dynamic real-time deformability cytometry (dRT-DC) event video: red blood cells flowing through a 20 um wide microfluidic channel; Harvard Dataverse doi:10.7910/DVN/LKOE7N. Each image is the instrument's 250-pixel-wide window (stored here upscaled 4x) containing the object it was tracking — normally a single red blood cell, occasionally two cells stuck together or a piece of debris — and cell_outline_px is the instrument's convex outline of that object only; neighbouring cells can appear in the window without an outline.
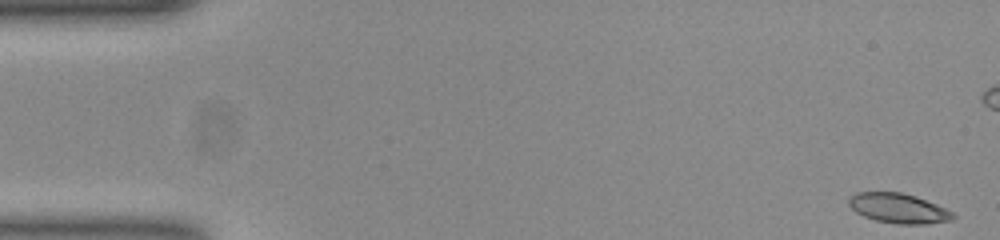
{"species": "common noctule bat (a hibernating species)", "species_latin": "Nyctalus noctula", "temperature_condition": "room temperature", "stored_images_in_passage": 48, "camera_frame_rate_fps": 3000, "um_per_image_px": 0.085, "animal": {"sex": "female", "body_mass_g": 23.0, "forearm_length_mm": 53.4}, "frame": {"image": 1, "passage_image": 1, "time_ms": 0.0, "image_size_px": [1000, 240], "cell_outline_px": [[956, 216], [952, 220], [924, 224], [900, 224], [876, 220], [864, 216], [856, 212], [848, 204], [848, 200], [856, 192], [900, 192], [916, 196], [936, 204], [952, 212]], "centroid_in_image_um": [76.37, 17.7], "position_along_channel_um": 8.6, "area_um2": 17.92}}
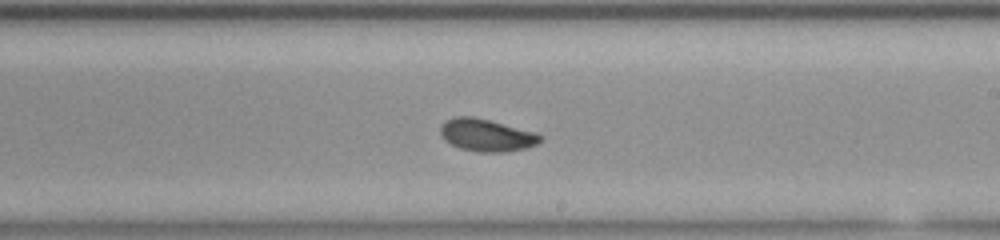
{"frame": {"image": 2, "passage_image": 30, "time_ms": 9.667, "image_size_px": [1000, 240], "cell_outline_px": [[544, 136], [536, 144], [524, 148], [504, 152], [480, 152], [460, 148], [444, 140], [440, 132], [440, 124], [444, 120], [456, 116], [472, 116], [488, 120], [532, 132]], "centroid_in_image_um": [41.28, 11.48], "position_along_channel_um": 247.7, "area_um2": 18.55}}
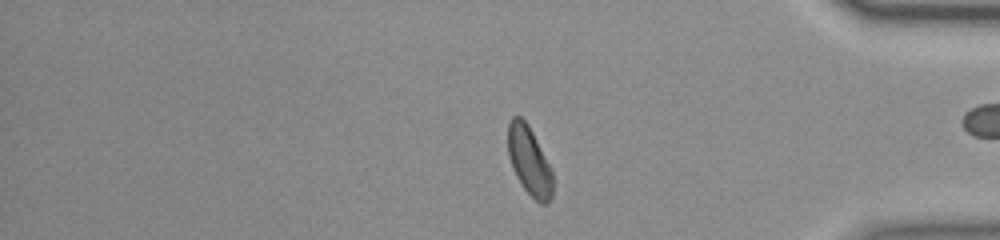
{"frame": {"image": 3, "passage_image": 43, "time_ms": 14.0, "image_size_px": [1000, 240], "cell_outline_px": [[552, 196], [548, 204], [540, 204], [524, 188], [516, 176], [508, 156], [508, 120], [512, 116], [520, 116], [528, 124], [552, 172]], "centroid_in_image_um": [44.96, 13.67], "position_along_channel_um": 390.2, "area_um2": 17.63}}